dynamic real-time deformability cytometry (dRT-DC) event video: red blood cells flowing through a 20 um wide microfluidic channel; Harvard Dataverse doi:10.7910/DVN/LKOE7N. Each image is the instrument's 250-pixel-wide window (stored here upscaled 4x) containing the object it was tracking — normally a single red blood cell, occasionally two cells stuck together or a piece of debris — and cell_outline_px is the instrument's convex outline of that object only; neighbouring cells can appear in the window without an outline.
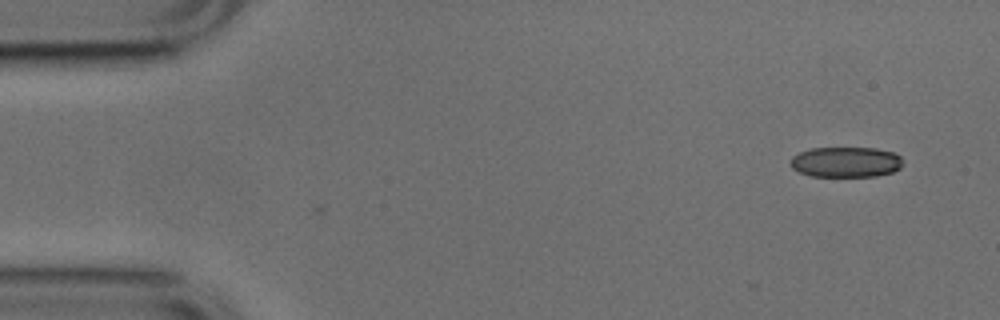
{"species": "common noctule bat (a hibernating species)", "species_latin": "Nyctalus noctula", "temperature_condition": "cold", "stored_images_in_passage": 8, "camera_frame_rate_fps": 3000, "um_per_image_px": 0.085, "animal": {"sex": "male", "body_mass_g": 17.9, "forearm_length_mm": 54.2}, "frame": {"image": 1, "passage_image": 1, "time_ms": 0.0, "image_size_px": [1000, 320], "cell_outline_px": [[904, 164], [900, 168], [892, 172], [876, 176], [812, 176], [800, 172], [792, 168], [792, 156], [808, 148], [876, 148], [896, 152], [900, 156]], "centroid_in_image_um": [71.95, 13.76], "position_along_channel_um": 13.1, "area_um2": 20.0}}